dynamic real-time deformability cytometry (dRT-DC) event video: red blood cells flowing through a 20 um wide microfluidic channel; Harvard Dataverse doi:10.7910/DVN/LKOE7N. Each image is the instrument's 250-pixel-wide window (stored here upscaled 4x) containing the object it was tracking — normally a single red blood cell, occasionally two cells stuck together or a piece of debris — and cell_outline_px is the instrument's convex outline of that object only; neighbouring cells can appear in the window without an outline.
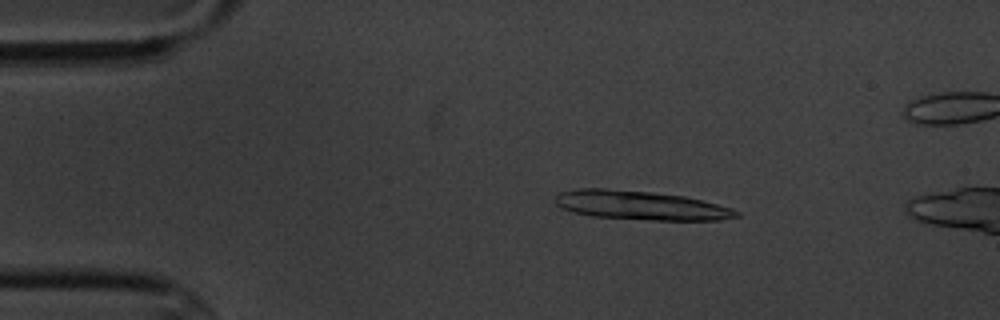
{"species": "common noctule bat (a hibernating species)", "species_latin": "Nyctalus noctula", "temperature_condition": "cold", "stored_images_in_passage": 4, "camera_frame_rate_fps": 3000, "um_per_image_px": 0.085, "animal": {"sex": "male", "body_mass_g": 20.1, "forearm_length_mm": 53.5}, "frame": {"image": 1, "passage_image": 3, "time_ms": 2.333, "image_size_px": [1000, 320], "cell_outline_px": [[740, 216], [720, 220], [652, 220], [592, 216], [572, 212], [556, 204], [556, 196], [560, 192], [576, 188], [608, 188], [652, 192], [684, 196], [732, 208], [740, 212]], "centroid_in_image_um": [54.45, 17.45], "position_along_channel_um": 30.5, "area_um2": 30.58}}